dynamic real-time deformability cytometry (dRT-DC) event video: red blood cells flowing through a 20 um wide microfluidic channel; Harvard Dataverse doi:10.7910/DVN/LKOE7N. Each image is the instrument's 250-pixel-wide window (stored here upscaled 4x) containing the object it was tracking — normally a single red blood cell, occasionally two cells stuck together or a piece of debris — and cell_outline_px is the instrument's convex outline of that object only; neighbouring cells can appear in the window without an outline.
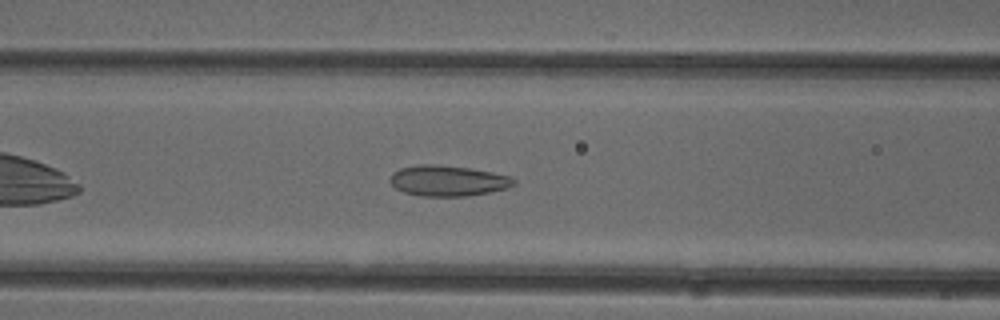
{"species": "common noctule bat (a hibernating species)", "species_latin": "Nyctalus noctula", "temperature_condition": "cold", "stored_images_in_passage": 30, "camera_frame_rate_fps": 3000, "um_per_image_px": 0.085, "animal": {"sex": "female"}, "frame": {"image": 1, "passage_image": 9, "time_ms": 2.667, "image_size_px": [1000, 320], "cell_outline_px": [[516, 184], [508, 188], [468, 196], [420, 196], [404, 192], [396, 188], [388, 180], [392, 172], [400, 168], [416, 164], [436, 164], [468, 168], [492, 172], [512, 176], [516, 180]], "centroid_in_image_um": [38.06, 15.36], "position_along_channel_um": 128.5, "area_um2": 22.31}}
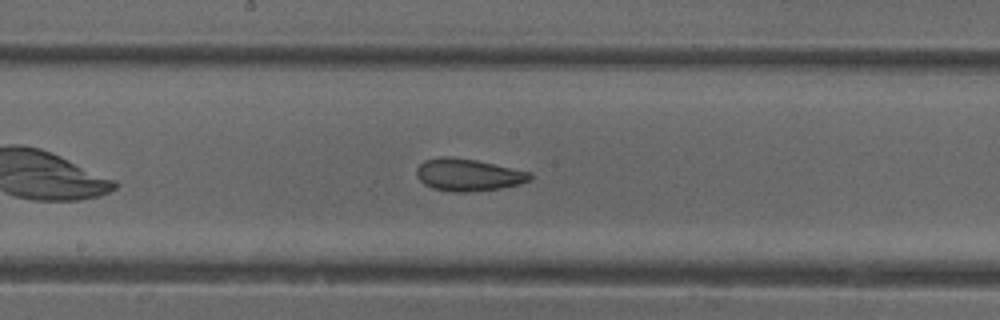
{"frame": {"image": 2, "passage_image": 15, "time_ms": 4.667, "image_size_px": [1000, 320], "cell_outline_px": [[532, 180], [500, 188], [468, 192], [452, 192], [432, 188], [424, 184], [416, 176], [416, 168], [424, 160], [440, 156], [448, 156], [476, 160], [532, 172]], "centroid_in_image_um": [39.77, 14.85], "position_along_channel_um": 208.4, "area_um2": 21.39}}
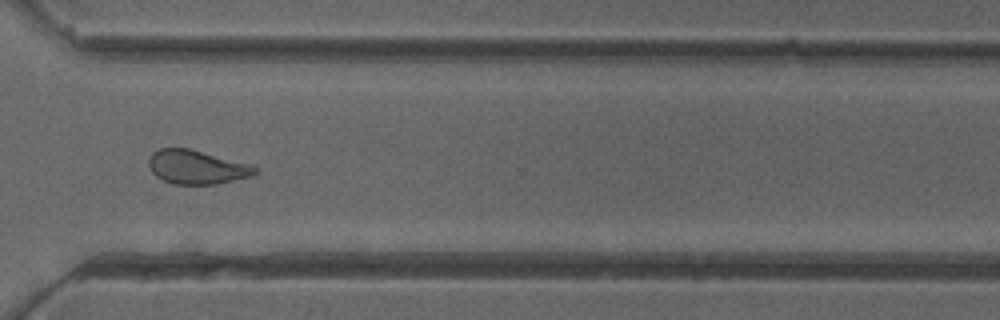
{"frame": {"image": 3, "passage_image": 26, "time_ms": 8.333, "image_size_px": [1000, 320], "cell_outline_px": [[260, 172], [252, 176], [216, 184], [176, 184], [164, 180], [156, 176], [152, 172], [148, 164], [148, 160], [152, 152], [160, 148], [188, 148], [256, 164], [260, 168]], "centroid_in_image_um": [16.82, 14.19], "position_along_channel_um": 353.8, "area_um2": 21.44}, "authors_computed_cell_mechanics": {"area_um2": 21.4149, "velocity_mm_per_s": 3.9748, "shape_relaxation_time_tau1_ms": null, "shape_relaxation_time_tau2_ms": 1.9745, "deformation_change_tau1": null, "deformation_change_tau2": 0.0974}}